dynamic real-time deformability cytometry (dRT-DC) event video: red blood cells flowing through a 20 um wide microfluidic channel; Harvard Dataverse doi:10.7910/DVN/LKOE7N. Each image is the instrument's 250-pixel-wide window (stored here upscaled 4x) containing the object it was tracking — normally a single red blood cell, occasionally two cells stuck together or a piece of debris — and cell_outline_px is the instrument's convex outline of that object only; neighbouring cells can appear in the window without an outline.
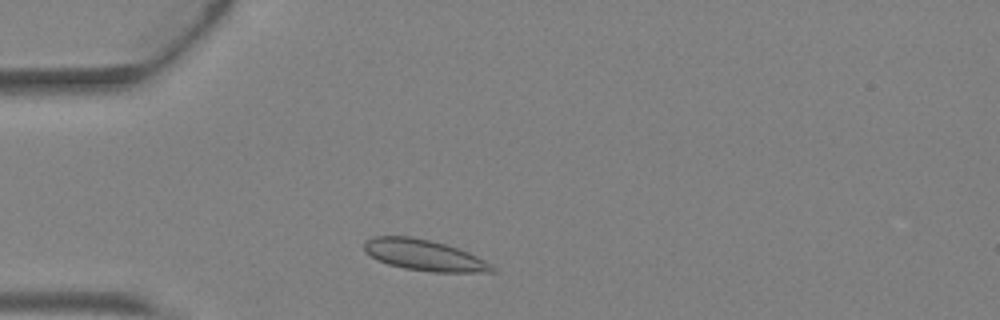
{"species": "Egyptian fruit bat (a non-hibernating species)", "species_latin": "Rousettus aegyptiacus", "temperature_condition": "warm", "stored_images_in_passage": 1, "camera_frame_rate_fps": 3000, "um_per_image_px": 0.085, "animal": {"sex": "female"}, "frame": {"image": 1, "passage_image": 1, "time_ms": 0.0, "image_size_px": [1000, 320], "cell_outline_px": [[496, 272], [432, 272], [404, 268], [388, 264], [364, 252], [364, 240], [372, 236], [412, 236], [432, 240], [468, 252], [492, 264], [496, 268]], "centroid_in_image_um": [36.05, 21.68], "position_along_channel_um": 49.0, "area_um2": 23.12}}